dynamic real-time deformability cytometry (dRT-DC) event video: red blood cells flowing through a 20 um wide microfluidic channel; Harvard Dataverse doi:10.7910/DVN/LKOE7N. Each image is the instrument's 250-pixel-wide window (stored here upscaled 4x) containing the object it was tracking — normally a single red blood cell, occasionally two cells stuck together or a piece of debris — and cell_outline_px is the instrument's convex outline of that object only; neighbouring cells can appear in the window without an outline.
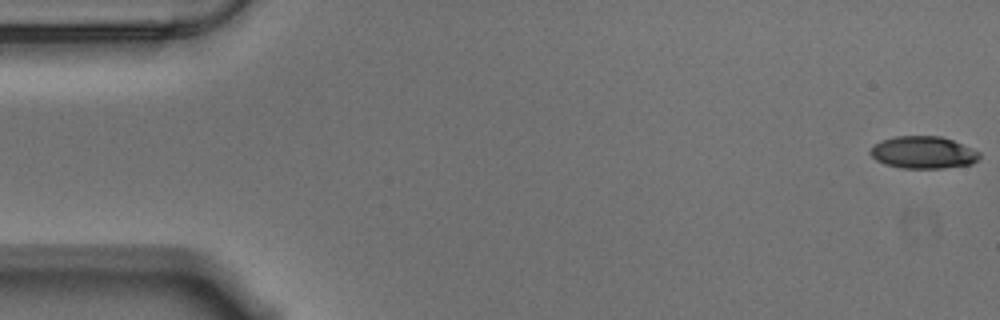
{"species": "Egyptian fruit bat (a non-hibernating species)", "species_latin": "Rousettus aegyptiacus", "temperature_condition": "warm", "stored_images_in_passage": 57, "camera_frame_rate_fps": 3000, "um_per_image_px": 0.085, "animal": {"sex": "male"}, "frame": {"image": 1, "passage_image": 1, "time_ms": 0.0, "image_size_px": [1000, 320], "cell_outline_px": [[980, 156], [972, 164], [944, 168], [900, 168], [884, 164], [876, 160], [868, 152], [880, 140], [896, 136], [940, 136], [952, 140], [980, 152]], "centroid_in_image_um": [78.45, 12.96], "position_along_channel_um": 6.5, "area_um2": 20.46}}
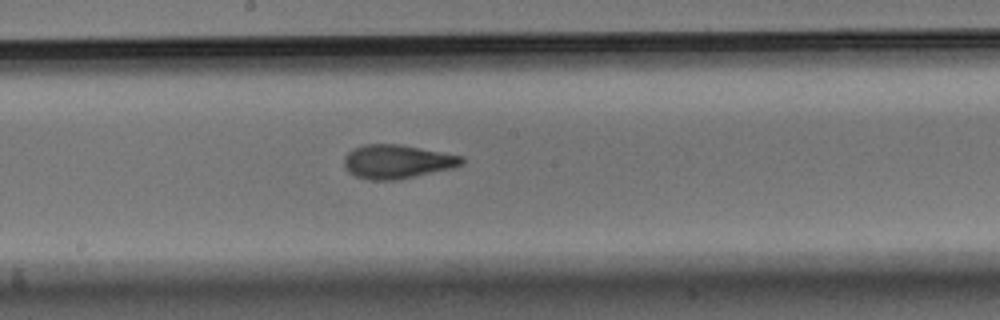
{"frame": {"image": 2, "passage_image": 30, "time_ms": 9.667, "image_size_px": [1000, 320], "cell_outline_px": [[464, 164], [452, 168], [400, 180], [368, 180], [356, 176], [348, 172], [344, 168], [344, 156], [348, 152], [364, 144], [400, 144], [464, 156]], "centroid_in_image_um": [33.76, 13.74], "position_along_channel_um": 214.4, "area_um2": 23.41}}
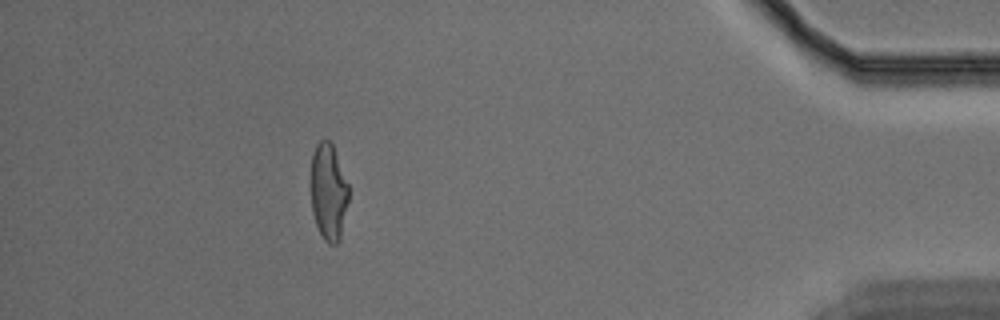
{"frame": {"image": 3, "passage_image": 51, "time_ms": 16.667, "image_size_px": [1000, 320], "cell_outline_px": [[348, 200], [340, 240], [336, 244], [328, 244], [324, 240], [316, 224], [312, 212], [312, 152], [316, 144], [324, 136], [332, 144], [348, 184]], "centroid_in_image_um": [27.92, 16.3], "position_along_channel_um": 407.3, "area_um2": 21.1}, "authors_computed_cell_mechanics": {"area_um2": 22.542, "velocity_mm_per_s": 3.5438, "shape_relaxation_time_tau1_ms": 5.4305, "shape_relaxation_time_tau2_ms": 2.1956, "deformation_change_tau1": 0.1994, "deformation_change_tau2": 0.0906}}